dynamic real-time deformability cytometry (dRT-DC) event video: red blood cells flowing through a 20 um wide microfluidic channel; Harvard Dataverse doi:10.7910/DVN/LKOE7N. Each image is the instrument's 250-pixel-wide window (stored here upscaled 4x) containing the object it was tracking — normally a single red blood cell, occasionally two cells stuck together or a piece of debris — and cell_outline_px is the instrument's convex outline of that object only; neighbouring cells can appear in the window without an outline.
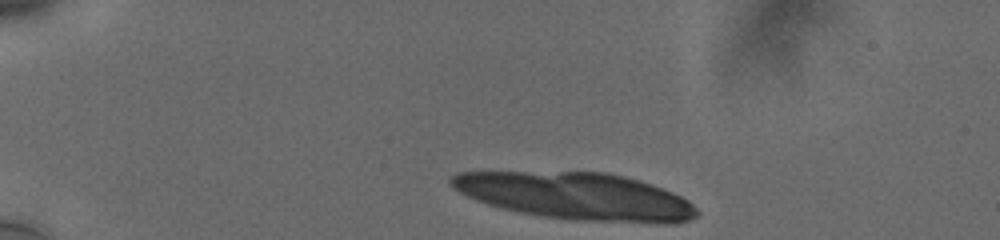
{"species": "human", "species_latin": "Homo sapiens", "temperature_condition": "cold", "stored_images_in_passage": 8, "camera_frame_rate_fps": 3000, "um_per_image_px": 0.085, "donor": {"sex": "male"}, "frame": {"image": 1, "passage_image": 1, "time_ms": 0.0, "image_size_px": [1000, 240], "cell_outline_px": [[700, 212], [696, 216], [688, 220], [676, 224], [668, 224], [568, 220], [520, 212], [500, 208], [476, 200], [452, 188], [448, 184], [448, 180], [456, 172], [604, 172], [624, 176], [672, 192], [688, 200]], "centroid_in_image_um": [48.96, 16.69], "position_along_channel_um": 36.0, "area_um2": 67.45}}